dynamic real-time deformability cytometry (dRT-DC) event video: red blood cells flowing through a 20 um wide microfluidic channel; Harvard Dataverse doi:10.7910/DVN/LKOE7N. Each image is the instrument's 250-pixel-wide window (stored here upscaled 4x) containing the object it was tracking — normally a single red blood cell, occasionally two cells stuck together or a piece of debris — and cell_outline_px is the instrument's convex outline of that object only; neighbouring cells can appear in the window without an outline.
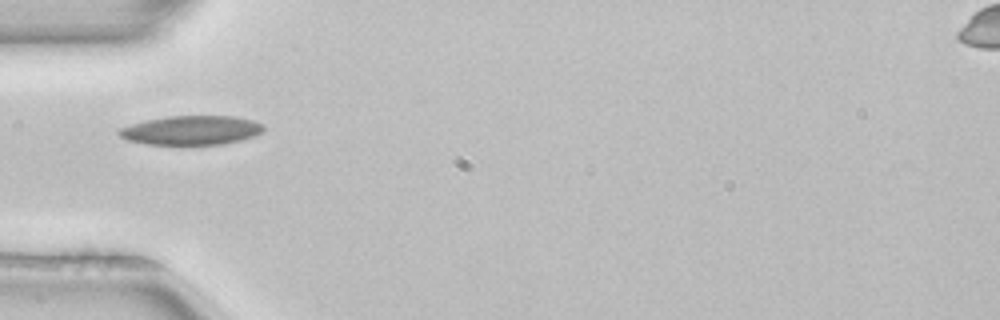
{"species": "common noctule bat (a hibernating species)", "species_latin": "Nyctalus noctula", "temperature_condition": "room temperature", "stored_images_in_passage": 4, "camera_frame_rate_fps": 3000, "um_per_image_px": 0.085, "animal": {"sex": "female", "body_mass_g": 22.7, "forearm_length_mm": 54.2}, "frame": {"image": 1, "passage_image": 4, "time_ms": 1.0, "image_size_px": [1000, 320], "cell_outline_px": [[264, 128], [260, 132], [252, 136], [240, 140], [220, 144], [180, 148], [148, 144], [128, 140], [120, 136], [116, 132], [120, 128], [132, 124], [148, 120], [168, 116], [232, 116], [252, 120], [264, 124]], "centroid_in_image_um": [16.22, 11.12], "position_along_channel_um": 68.8, "area_um2": 25.2}}